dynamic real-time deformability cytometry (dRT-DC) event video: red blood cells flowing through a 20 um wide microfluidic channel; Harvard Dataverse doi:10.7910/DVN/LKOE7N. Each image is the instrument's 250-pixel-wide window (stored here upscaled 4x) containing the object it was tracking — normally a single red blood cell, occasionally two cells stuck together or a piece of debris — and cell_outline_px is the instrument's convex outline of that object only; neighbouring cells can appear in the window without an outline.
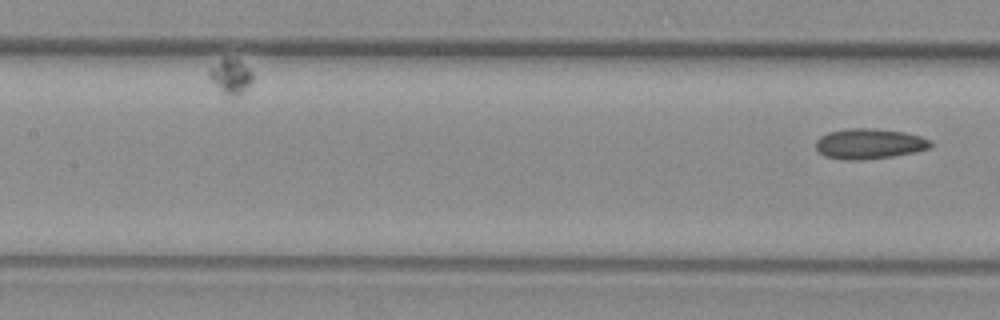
{"species": "common noctule bat (a hibernating species)", "species_latin": "Nyctalus noctula", "temperature_condition": "warm", "stored_images_in_passage": 20, "segment_of_instrument_passage": [2, 2], "camera_frame_rate_fps": 3000, "um_per_image_px": 0.085, "animal": {"sex": "female", "body_mass_g": 29.2, "forearm_length_mm": 56.3}, "frame": {"image": 1, "passage_image": 20, "time_ms": 6.333, "image_size_px": [1000, 320], "cell_outline_px": [[932, 148], [916, 152], [892, 156], [864, 160], [844, 160], [824, 156], [816, 148], [816, 140], [820, 136], [828, 132], [848, 128], [872, 128], [904, 132], [920, 136], [932, 140]], "centroid_in_image_um": [73.9, 12.22], "position_along_channel_um": 133.5, "area_um2": 20.52}}